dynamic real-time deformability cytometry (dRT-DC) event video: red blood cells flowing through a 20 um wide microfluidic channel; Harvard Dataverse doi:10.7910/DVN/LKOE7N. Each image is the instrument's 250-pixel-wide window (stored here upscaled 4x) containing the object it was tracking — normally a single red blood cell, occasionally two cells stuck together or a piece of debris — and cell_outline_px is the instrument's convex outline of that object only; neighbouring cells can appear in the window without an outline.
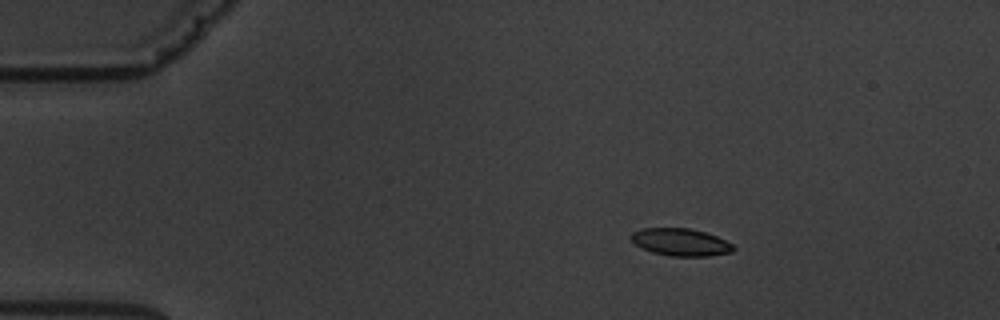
{"species": "common noctule bat (a hibernating species)", "species_latin": "Nyctalus noctula", "temperature_condition": "warm", "stored_images_in_passage": 3, "camera_frame_rate_fps": 3000, "um_per_image_px": 0.085, "animal": {"sex": "male", "body_mass_g": 19.5, "forearm_length_mm": 54.6}, "frame": {"image": 1, "passage_image": 1, "time_ms": 0.0, "image_size_px": [1000, 320], "cell_outline_px": [[736, 248], [732, 252], [708, 256], [672, 256], [652, 252], [640, 248], [628, 236], [632, 232], [640, 228], [688, 228], [704, 232], [716, 236], [732, 244]], "centroid_in_image_um": [57.82, 20.58], "position_along_channel_um": 27.2, "area_um2": 16.36}}
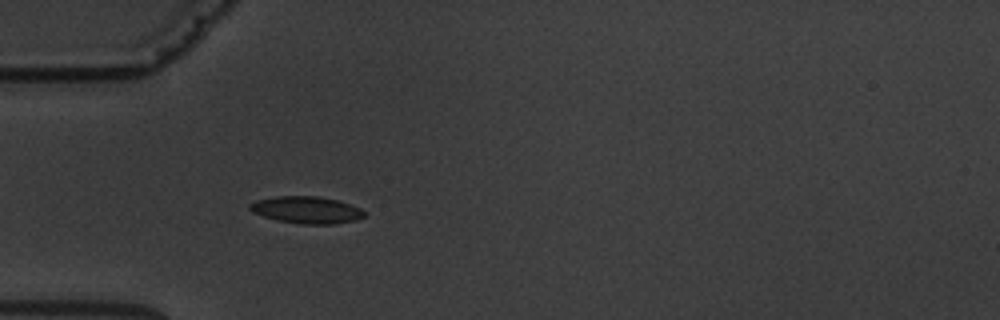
{"frame": {"image": 2, "passage_image": 3, "time_ms": 2.667, "image_size_px": [1000, 320], "cell_outline_px": [[364, 216], [356, 220], [332, 224], [300, 224], [280, 220], [264, 216], [252, 212], [248, 208], [256, 200], [276, 196], [320, 196], [336, 200], [360, 208], [364, 212]], "centroid_in_image_um": [26.05, 17.84], "position_along_channel_um": 58.9, "area_um2": 17.74}}